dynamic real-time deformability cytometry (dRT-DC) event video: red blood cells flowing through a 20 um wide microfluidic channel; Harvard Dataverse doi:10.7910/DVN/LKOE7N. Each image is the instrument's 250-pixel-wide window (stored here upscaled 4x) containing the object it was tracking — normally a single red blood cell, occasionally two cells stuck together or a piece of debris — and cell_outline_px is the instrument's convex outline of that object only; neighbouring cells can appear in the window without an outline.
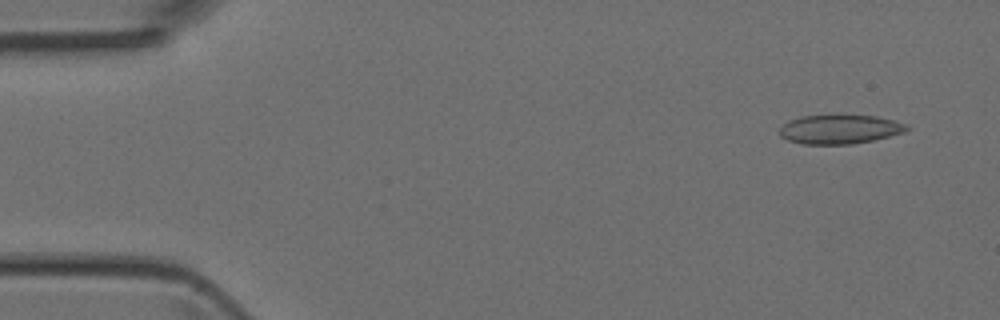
{"species": "Egyptian fruit bat (a non-hibernating species)", "species_latin": "Rousettus aegyptiacus", "temperature_condition": "room temperature", "stored_images_in_passage": 4, "camera_frame_rate_fps": 3000, "um_per_image_px": 0.085, "animal": {"sex": "female"}, "frame": {"image": 1, "passage_image": 1, "time_ms": 0.0, "image_size_px": [1000, 320], "cell_outline_px": [[912, 128], [904, 132], [872, 140], [852, 144], [804, 144], [788, 140], [780, 136], [780, 128], [788, 120], [800, 116], [876, 116], [892, 120], [904, 124]], "centroid_in_image_um": [71.35, 11.0], "position_along_channel_um": 13.6, "area_um2": 21.21}}